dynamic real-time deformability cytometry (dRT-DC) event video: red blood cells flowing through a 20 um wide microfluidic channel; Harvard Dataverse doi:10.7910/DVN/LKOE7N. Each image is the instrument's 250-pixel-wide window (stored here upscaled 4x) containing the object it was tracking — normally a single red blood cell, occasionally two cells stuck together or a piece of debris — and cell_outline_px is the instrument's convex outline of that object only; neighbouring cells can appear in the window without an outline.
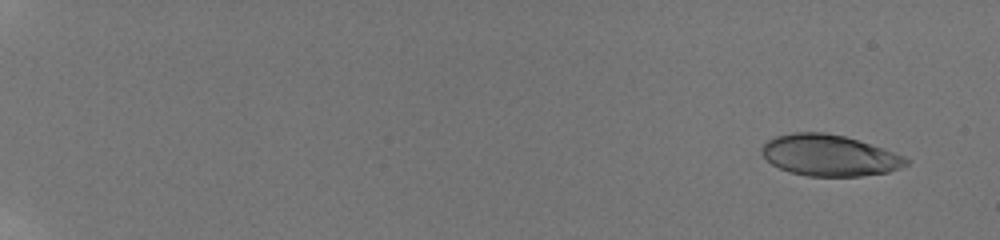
{"species": "human", "species_latin": "Homo sapiens", "temperature_condition": "room temperature", "stored_images_in_passage": 19, "camera_frame_rate_fps": 3000, "um_per_image_px": 0.085, "donor": {"sex": "male"}, "frame": {"image": 1, "passage_image": 3, "time_ms": 1.333, "image_size_px": [1000, 240], "cell_outline_px": [[908, 164], [900, 168], [888, 172], [860, 176], [808, 176], [788, 172], [772, 164], [760, 152], [760, 148], [768, 140], [776, 136], [796, 132], [824, 132], [844, 136], [904, 156], [908, 160]], "centroid_in_image_um": [70.45, 13.21], "position_along_channel_um": 14.5, "area_um2": 34.33}}
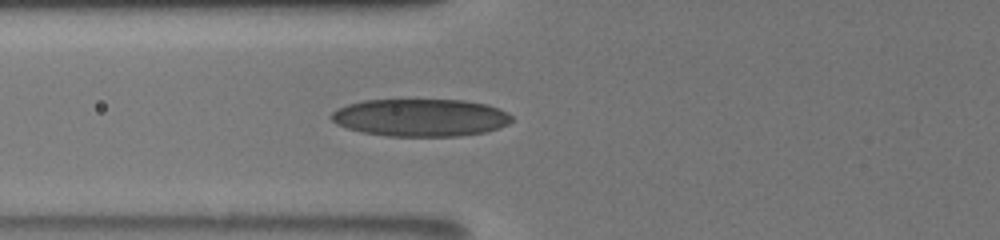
{"frame": {"image": 2, "passage_image": 13, "time_ms": 8.667, "image_size_px": [1000, 240], "cell_outline_px": [[512, 120], [508, 124], [484, 132], [460, 136], [388, 136], [360, 132], [336, 124], [332, 120], [332, 112], [336, 108], [348, 104], [364, 100], [464, 100], [488, 104], [500, 108], [508, 112], [512, 116]], "centroid_in_image_um": [35.75, 9.99], "position_along_channel_um": 90.0, "area_um2": 39.59}}
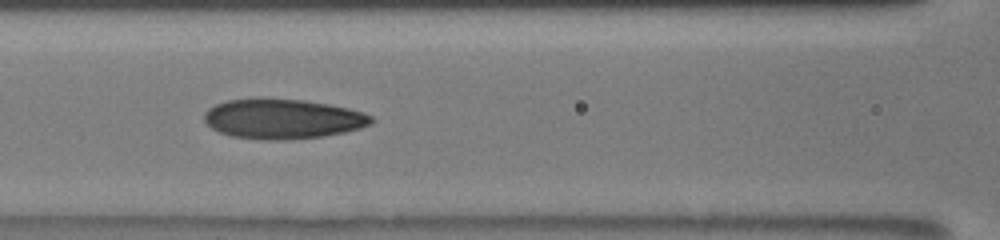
{"frame": {"image": 3, "passage_image": 15, "time_ms": 10.0, "image_size_px": [1000, 240], "cell_outline_px": [[376, 120], [372, 124], [360, 128], [344, 132], [324, 136], [284, 140], [264, 140], [232, 136], [220, 132], [212, 128], [204, 120], [204, 112], [208, 108], [216, 104], [228, 100], [256, 96], [260, 96], [304, 100], [328, 104], [348, 108], [364, 112], [372, 116]], "centroid_in_image_um": [24.03, 10.08], "position_along_channel_um": 142.6, "area_um2": 39.54}}